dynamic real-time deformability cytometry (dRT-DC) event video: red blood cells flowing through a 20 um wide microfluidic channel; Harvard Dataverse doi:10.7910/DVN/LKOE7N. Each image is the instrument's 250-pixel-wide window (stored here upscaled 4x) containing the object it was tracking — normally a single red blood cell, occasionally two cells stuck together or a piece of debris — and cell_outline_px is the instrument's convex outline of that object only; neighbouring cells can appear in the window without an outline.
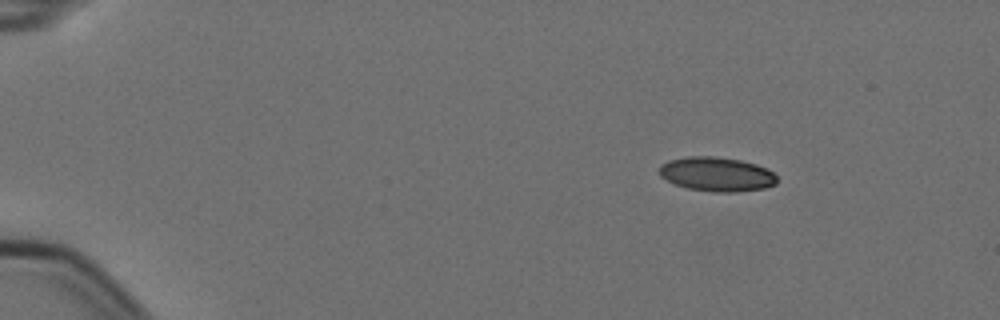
{"species": "Egyptian fruit bat (a non-hibernating species)", "species_latin": "Rousettus aegyptiacus", "temperature_condition": "cold", "stored_images_in_passage": 4, "camera_frame_rate_fps": 3000, "um_per_image_px": 0.085, "animal": {"sex": "female"}, "frame": {"image": 1, "passage_image": 1, "time_ms": 0.0, "image_size_px": [1000, 320], "cell_outline_px": [[776, 184], [764, 188], [736, 192], [712, 192], [688, 188], [676, 184], [660, 176], [660, 164], [668, 160], [688, 156], [716, 156], [740, 160], [756, 164], [768, 168], [776, 176]], "centroid_in_image_um": [60.93, 14.8], "position_along_channel_um": 24.1, "area_um2": 23.52}}
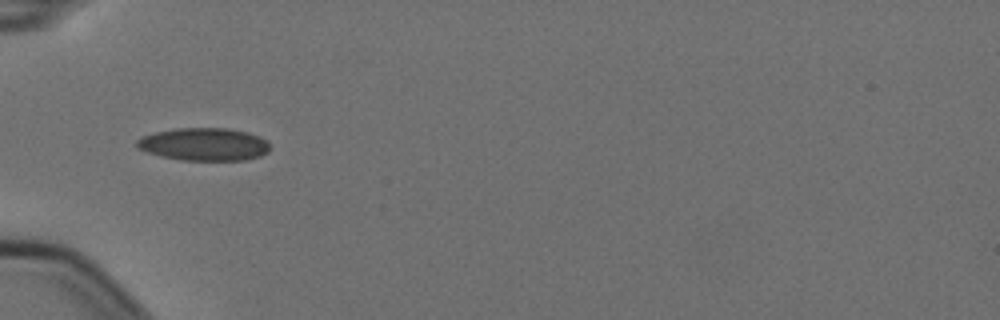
{"frame": {"image": 2, "passage_image": 3, "time_ms": 0.667, "image_size_px": [1000, 320], "cell_outline_px": [[268, 152], [260, 156], [244, 160], [180, 160], [160, 156], [136, 148], [136, 140], [140, 136], [156, 132], [176, 128], [228, 128], [248, 132], [260, 136], [268, 140]], "centroid_in_image_um": [17.33, 12.26], "position_along_channel_um": 67.7, "area_um2": 25.61}}